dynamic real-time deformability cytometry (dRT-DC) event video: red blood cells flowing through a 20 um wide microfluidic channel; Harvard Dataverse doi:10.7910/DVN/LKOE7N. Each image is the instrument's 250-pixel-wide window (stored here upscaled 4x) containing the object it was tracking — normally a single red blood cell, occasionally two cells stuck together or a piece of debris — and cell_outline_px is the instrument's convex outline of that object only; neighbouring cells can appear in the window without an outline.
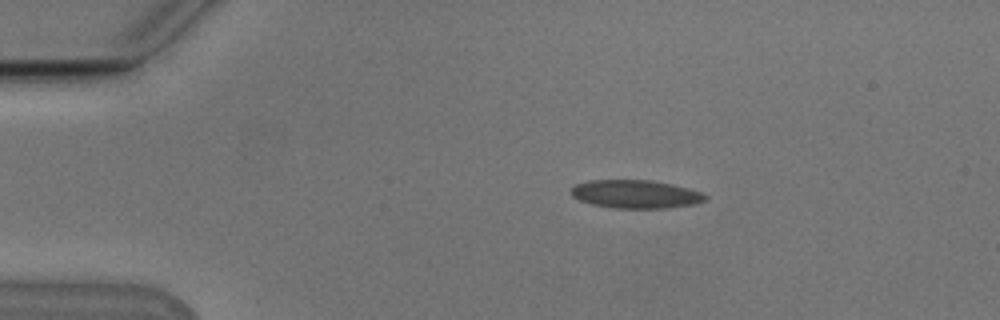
{"species": "Egyptian fruit bat (a non-hibernating species)", "species_latin": "Rousettus aegyptiacus", "temperature_condition": "cold", "stored_images_in_passage": 13, "camera_frame_rate_fps": 3000, "um_per_image_px": 0.085, "animal": {"sex": "male"}, "frame": {"image": 1, "passage_image": 9, "time_ms": 2.667, "image_size_px": [1000, 320], "cell_outline_px": [[708, 196], [704, 200], [692, 204], [668, 208], [616, 208], [592, 204], [580, 200], [572, 196], [568, 192], [576, 184], [588, 180], [652, 180], [672, 184], [688, 188], [700, 192]], "centroid_in_image_um": [53.99, 16.49], "position_along_channel_um": 31.0, "area_um2": 22.02}}